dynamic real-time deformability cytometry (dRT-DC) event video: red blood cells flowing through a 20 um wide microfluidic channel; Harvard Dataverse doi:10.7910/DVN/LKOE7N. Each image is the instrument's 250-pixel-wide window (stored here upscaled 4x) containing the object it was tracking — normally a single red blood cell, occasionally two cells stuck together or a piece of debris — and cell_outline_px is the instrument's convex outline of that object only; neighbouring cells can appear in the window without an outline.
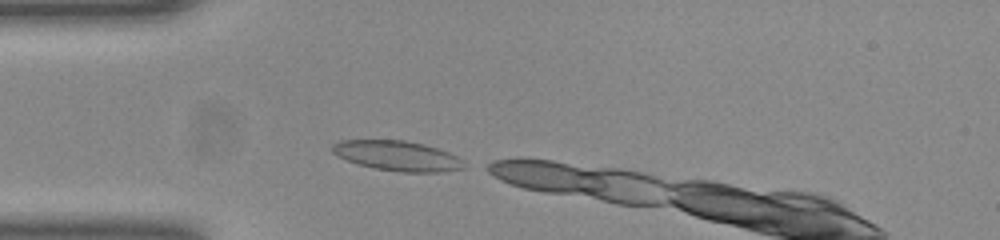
{"species": "common noctule bat (a hibernating species)", "species_latin": "Nyctalus noctula", "temperature_condition": "room temperature", "stored_images_in_passage": 5, "camera_frame_rate_fps": 3000, "um_per_image_px": 0.085, "animal": {"sex": "female", "body_mass_g": 23.0, "forearm_length_mm": 53.4}, "frame": {"image": 1, "passage_image": 1, "time_ms": 0.0, "image_size_px": [1000, 240], "cell_outline_px": [[464, 168], [440, 172], [400, 172], [376, 168], [356, 164], [336, 156], [332, 152], [332, 144], [340, 140], [404, 140], [424, 144], [448, 152], [464, 160]], "centroid_in_image_um": [33.74, 13.24], "position_along_channel_um": 51.3, "area_um2": 23.06}}